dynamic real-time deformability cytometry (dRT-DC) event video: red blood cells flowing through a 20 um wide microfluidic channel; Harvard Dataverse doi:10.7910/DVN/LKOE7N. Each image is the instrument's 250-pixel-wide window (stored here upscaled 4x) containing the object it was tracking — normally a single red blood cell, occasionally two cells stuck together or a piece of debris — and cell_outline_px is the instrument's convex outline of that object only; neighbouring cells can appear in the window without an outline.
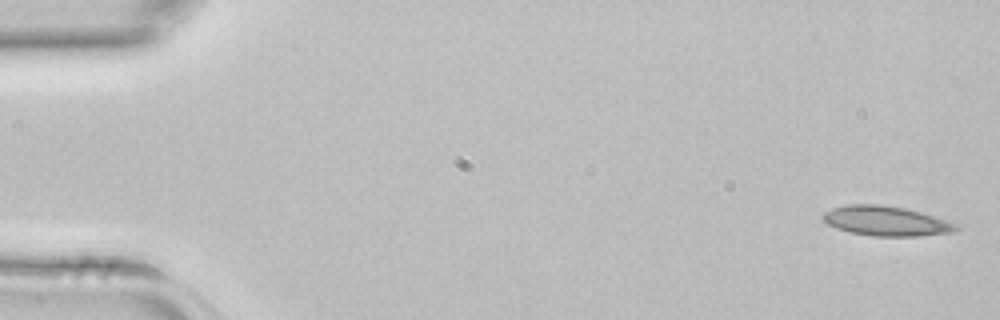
{"species": "common noctule bat (a hibernating species)", "species_latin": "Nyctalus noctula", "temperature_condition": "room temperature", "stored_images_in_passage": 4, "camera_frame_rate_fps": 3000, "um_per_image_px": 0.085, "animal": {"sex": "female", "body_mass_g": 22.7, "forearm_length_mm": 54.2}, "frame": {"image": 1, "passage_image": 1, "time_ms": 0.0, "image_size_px": [1000, 320], "cell_outline_px": [[960, 228], [956, 232], [920, 236], [872, 236], [852, 232], [836, 228], [828, 224], [820, 216], [824, 212], [832, 208], [848, 204], [880, 204], [904, 208], [920, 212], [956, 224]], "centroid_in_image_um": [75.3, 18.78], "position_along_channel_um": 9.7, "area_um2": 23.0}}
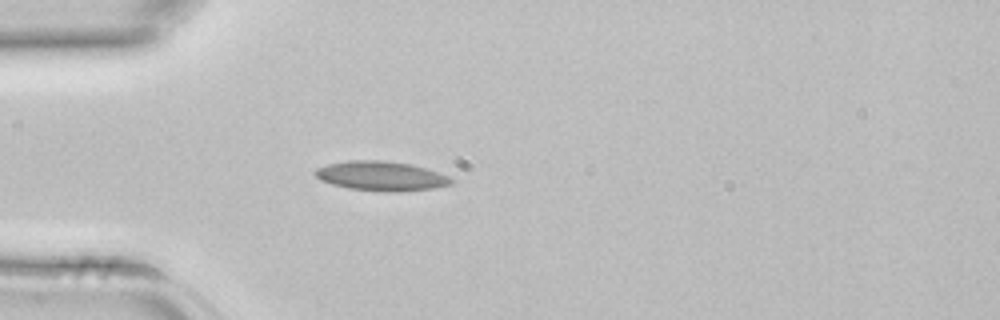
{"frame": {"image": 2, "passage_image": 4, "time_ms": 1.0, "image_size_px": [1000, 320], "cell_outline_px": [[456, 180], [452, 184], [432, 188], [396, 192], [384, 192], [348, 188], [332, 184], [320, 180], [312, 172], [316, 168], [328, 164], [348, 160], [384, 160], [408, 164], [424, 168], [448, 176]], "centroid_in_image_um": [32.36, 14.96], "position_along_channel_um": 52.6, "area_um2": 23.35}}